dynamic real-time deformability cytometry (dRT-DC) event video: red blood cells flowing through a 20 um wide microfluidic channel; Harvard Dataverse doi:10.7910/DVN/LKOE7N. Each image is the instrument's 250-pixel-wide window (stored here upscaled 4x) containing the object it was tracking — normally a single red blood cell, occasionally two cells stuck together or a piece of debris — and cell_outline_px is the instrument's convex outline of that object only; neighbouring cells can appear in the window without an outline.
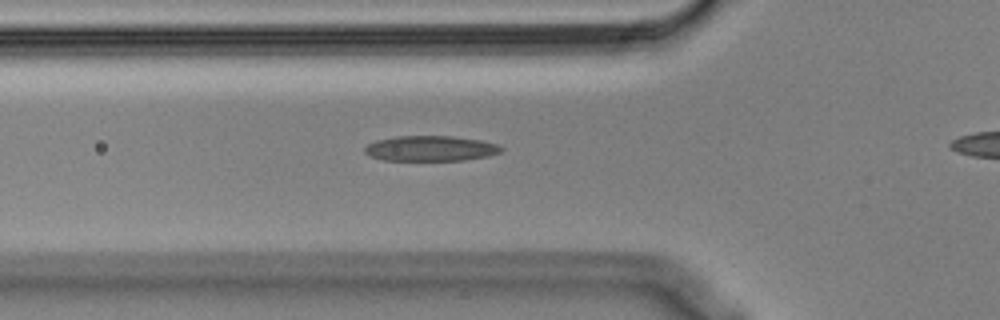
{"species": "Egyptian fruit bat (a non-hibernating species)", "species_latin": "Rousettus aegyptiacus", "temperature_condition": "cold", "stored_images_in_passage": 31, "camera_frame_rate_fps": 3000, "um_per_image_px": 0.085, "animal": {"sex": "male"}, "frame": {"image": 1, "passage_image": 2, "time_ms": 0.333, "image_size_px": [1000, 320], "cell_outline_px": [[504, 148], [500, 152], [488, 156], [464, 160], [384, 160], [368, 156], [364, 152], [364, 148], [368, 144], [376, 140], [396, 136], [452, 136], [480, 140], [496, 144]], "centroid_in_image_um": [36.57, 12.62], "position_along_channel_um": 89.2, "area_um2": 20.11}}
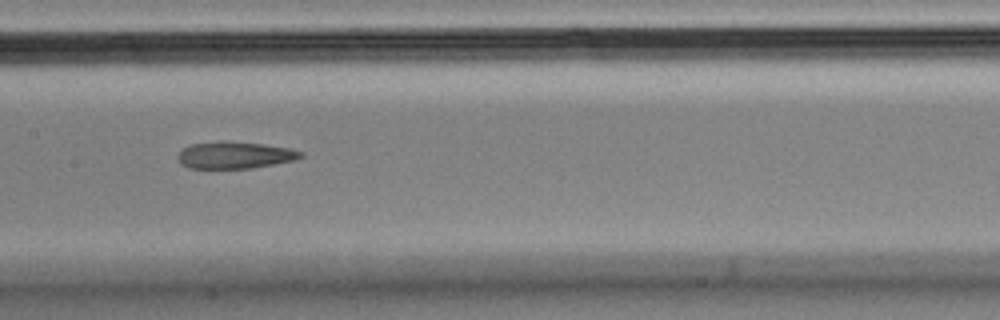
{"frame": {"image": 2, "passage_image": 10, "time_ms": 3.0, "image_size_px": [1000, 320], "cell_outline_px": [[304, 156], [292, 160], [252, 168], [188, 168], [180, 164], [180, 152], [184, 148], [192, 144], [220, 140], [224, 140], [260, 144], [288, 148], [304, 152]], "centroid_in_image_um": [19.95, 13.18], "position_along_channel_um": 187.4, "area_um2": 19.02}}
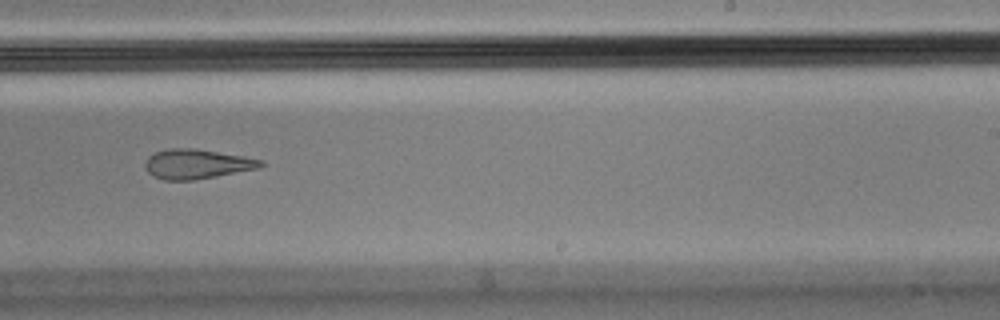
{"frame": {"image": 3, "passage_image": 17, "time_ms": 5.333, "image_size_px": [1000, 320], "cell_outline_px": [[264, 164], [260, 168], [216, 176], [192, 180], [164, 180], [152, 176], [148, 172], [144, 164], [148, 156], [156, 152], [168, 148], [196, 148], [244, 156], [264, 160]], "centroid_in_image_um": [16.73, 13.93], "position_along_channel_um": 272.3, "area_um2": 20.06}}